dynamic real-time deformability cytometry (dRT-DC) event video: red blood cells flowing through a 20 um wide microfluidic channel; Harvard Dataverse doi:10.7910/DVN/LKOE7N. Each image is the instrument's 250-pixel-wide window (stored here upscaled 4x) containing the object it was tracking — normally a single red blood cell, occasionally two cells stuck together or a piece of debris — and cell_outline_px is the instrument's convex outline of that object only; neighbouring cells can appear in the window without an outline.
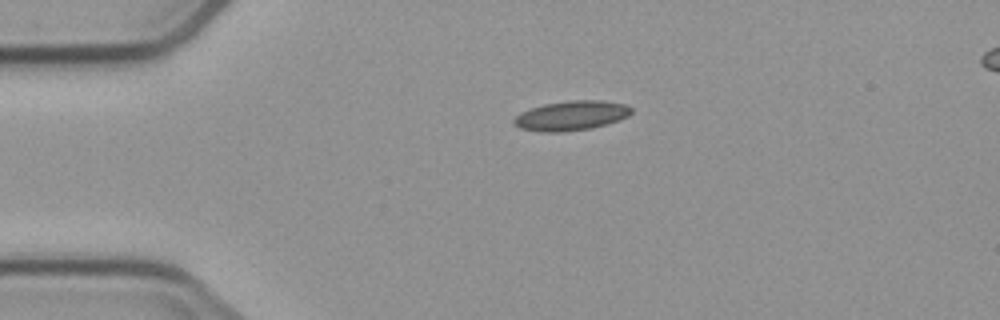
{"species": "common noctule bat (a hibernating species)", "species_latin": "Nyctalus noctula", "temperature_condition": "cold", "stored_images_in_passage": 2, "camera_frame_rate_fps": 3000, "um_per_image_px": 0.085, "animal": {"sex": "male", "body_mass_g": 23.1, "forearm_length_mm": 52.7}, "frame": {"image": 1, "passage_image": 1, "time_ms": 0.0, "image_size_px": [1000, 320], "cell_outline_px": [[632, 112], [628, 116], [592, 128], [560, 132], [544, 132], [520, 128], [512, 120], [520, 112], [544, 104], [568, 100], [604, 100], [624, 104], [632, 108]], "centroid_in_image_um": [48.55, 9.81], "position_along_channel_um": 36.5, "area_um2": 20.06}}